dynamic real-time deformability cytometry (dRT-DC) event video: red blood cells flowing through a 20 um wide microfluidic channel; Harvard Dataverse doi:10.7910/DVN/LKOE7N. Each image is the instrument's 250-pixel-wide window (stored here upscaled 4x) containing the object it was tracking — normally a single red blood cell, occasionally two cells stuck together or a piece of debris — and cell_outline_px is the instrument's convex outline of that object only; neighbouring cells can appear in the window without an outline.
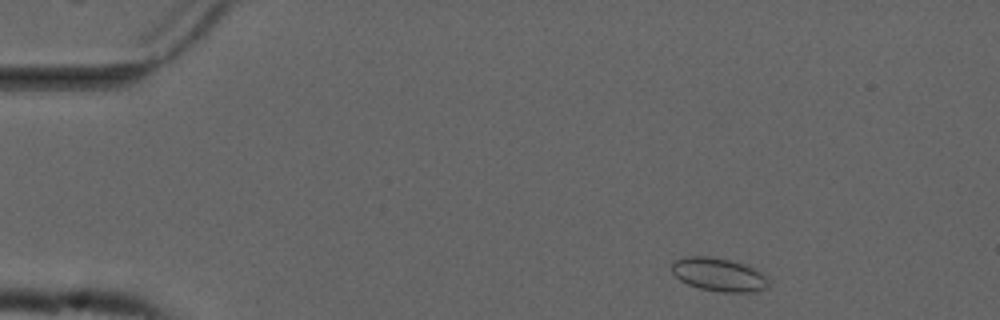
{"species": "common noctule bat (a hibernating species)", "species_latin": "Nyctalus noctula", "temperature_condition": "cold", "stored_images_in_passage": 50, "camera_frame_rate_fps": 3000, "um_per_image_px": 0.085, "animal": {"sex": "male", "forearm_length_mm": 52.5}, "frame": {"image": 1, "passage_image": 3, "time_ms": 0.667, "image_size_px": [1000, 320], "cell_outline_px": [[768, 288], [752, 292], [724, 292], [700, 288], [688, 284], [680, 280], [672, 272], [672, 260], [684, 256], [712, 256], [744, 264], [764, 272], [768, 280]], "centroid_in_image_um": [61.1, 23.33], "position_along_channel_um": 23.9, "area_um2": 18.96}}
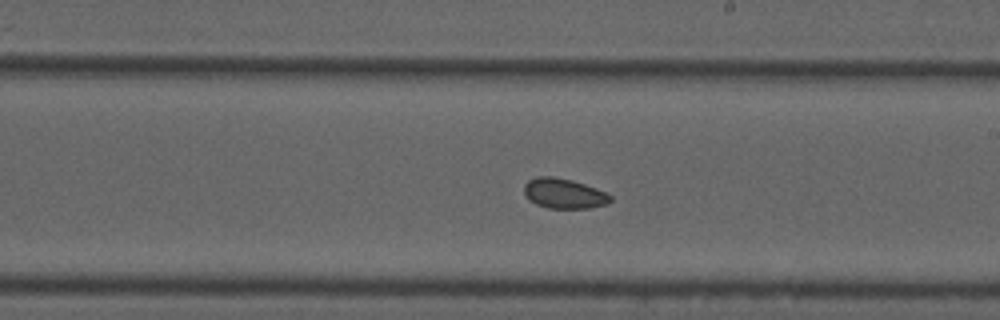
{"frame": {"image": 2, "passage_image": 27, "time_ms": 8.667, "image_size_px": [1000, 320], "cell_outline_px": [[612, 200], [608, 204], [588, 208], [548, 208], [536, 204], [528, 200], [524, 196], [524, 184], [528, 180], [536, 176], [552, 176], [572, 180], [596, 188], [612, 196]], "centroid_in_image_um": [47.9, 16.44], "position_along_channel_um": 241.1, "area_um2": 15.26}}
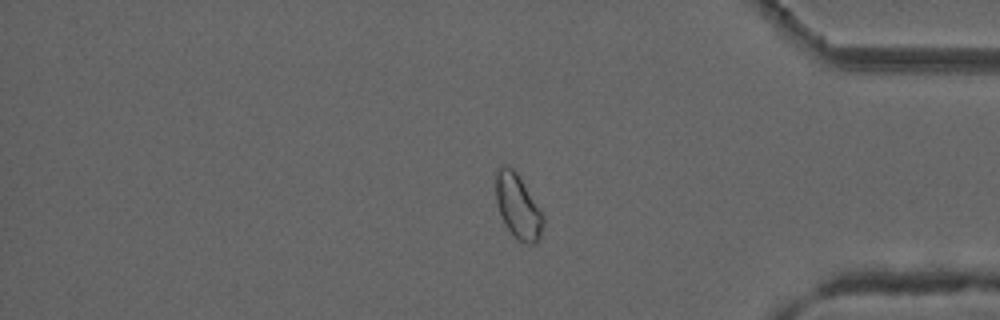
{"frame": {"image": 3, "passage_image": 41, "time_ms": 13.333, "image_size_px": [1000, 320], "cell_outline_px": [[544, 224], [540, 240], [536, 244], [524, 244], [516, 240], [508, 228], [500, 212], [496, 200], [496, 168], [504, 164], [508, 164], [516, 172], [544, 216]], "centroid_in_image_um": [44.04, 17.58], "position_along_channel_um": 391.2, "area_um2": 17.74}, "authors_computed_cell_mechanics": {"area_um2": 16.1551, "velocity_mm_per_s": 3.6872, "shape_relaxation_time_tau1_ms": null, "shape_relaxation_time_tau2_ms": 4.1033, "deformation_change_tau1": null, "deformation_change_tau2": 0.0686}}